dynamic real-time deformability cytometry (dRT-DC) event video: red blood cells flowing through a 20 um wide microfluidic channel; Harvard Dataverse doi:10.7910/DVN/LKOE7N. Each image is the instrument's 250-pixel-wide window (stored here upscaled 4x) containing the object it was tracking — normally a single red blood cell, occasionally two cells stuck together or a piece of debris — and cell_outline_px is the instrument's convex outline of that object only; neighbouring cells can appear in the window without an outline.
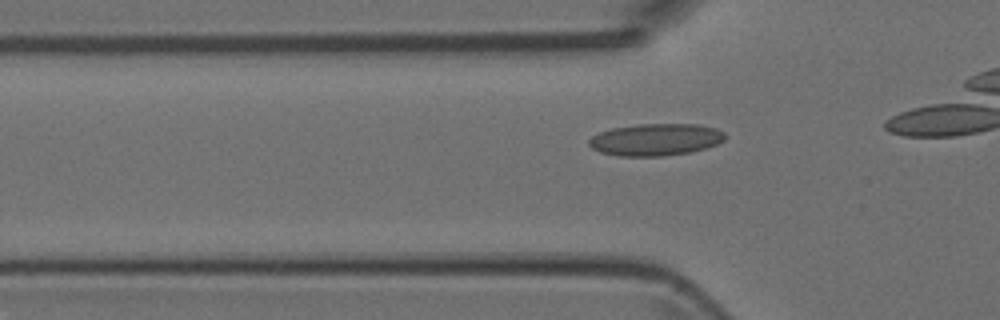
{"species": "Egyptian fruit bat (a non-hibernating species)", "species_latin": "Rousettus aegyptiacus", "temperature_condition": "room temperature", "stored_images_in_passage": 13, "camera_frame_rate_fps": 3000, "um_per_image_px": 0.085, "animal": {"sex": "female"}, "frame": {"image": 1, "passage_image": 8, "time_ms": 2.333, "image_size_px": [1000, 320], "cell_outline_px": [[724, 140], [708, 148], [692, 152], [664, 156], [616, 156], [600, 152], [592, 148], [588, 144], [588, 140], [592, 136], [600, 132], [612, 128], [636, 124], [696, 124], [716, 128], [724, 132]], "centroid_in_image_um": [55.72, 11.87], "position_along_channel_um": 70.1, "area_um2": 25.61}}